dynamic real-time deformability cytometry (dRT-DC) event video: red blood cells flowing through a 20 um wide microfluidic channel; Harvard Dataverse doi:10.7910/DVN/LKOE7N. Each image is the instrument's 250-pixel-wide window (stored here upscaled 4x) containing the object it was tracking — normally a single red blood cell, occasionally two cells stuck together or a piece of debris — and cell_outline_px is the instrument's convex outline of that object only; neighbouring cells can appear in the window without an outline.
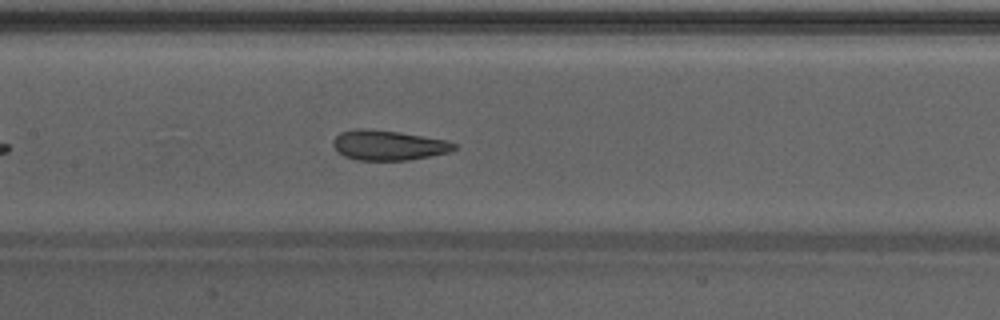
{"species": "Egyptian fruit bat (a non-hibernating species)", "species_latin": "Rousettus aegyptiacus", "temperature_condition": "warm", "stored_images_in_passage": 38, "camera_frame_rate_fps": 3000, "um_per_image_px": 0.085, "animal": {"sex": "male"}, "frame": {"image": 1, "passage_image": 12, "time_ms": 3.667, "image_size_px": [1000, 320], "cell_outline_px": [[456, 148], [448, 152], [408, 160], [356, 160], [344, 156], [332, 144], [332, 140], [340, 132], [356, 128], [364, 128], [400, 132], [444, 140], [456, 144]], "centroid_in_image_um": [32.96, 12.34], "position_along_channel_um": 174.4, "area_um2": 20.92}}
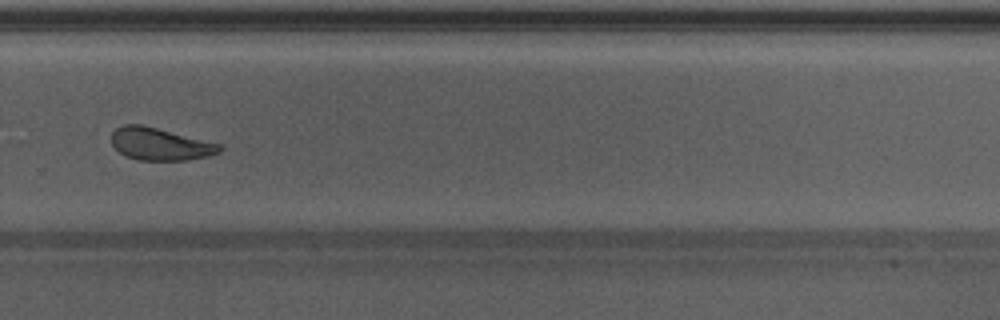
{"frame": {"image": 2, "passage_image": 22, "time_ms": 7.0, "image_size_px": [1000, 320], "cell_outline_px": [[224, 148], [220, 152], [208, 156], [188, 160], [140, 160], [124, 156], [112, 144], [112, 132], [116, 128], [124, 124], [140, 124], [224, 144]], "centroid_in_image_um": [13.66, 12.25], "position_along_channel_um": 316.1, "area_um2": 20.58}}